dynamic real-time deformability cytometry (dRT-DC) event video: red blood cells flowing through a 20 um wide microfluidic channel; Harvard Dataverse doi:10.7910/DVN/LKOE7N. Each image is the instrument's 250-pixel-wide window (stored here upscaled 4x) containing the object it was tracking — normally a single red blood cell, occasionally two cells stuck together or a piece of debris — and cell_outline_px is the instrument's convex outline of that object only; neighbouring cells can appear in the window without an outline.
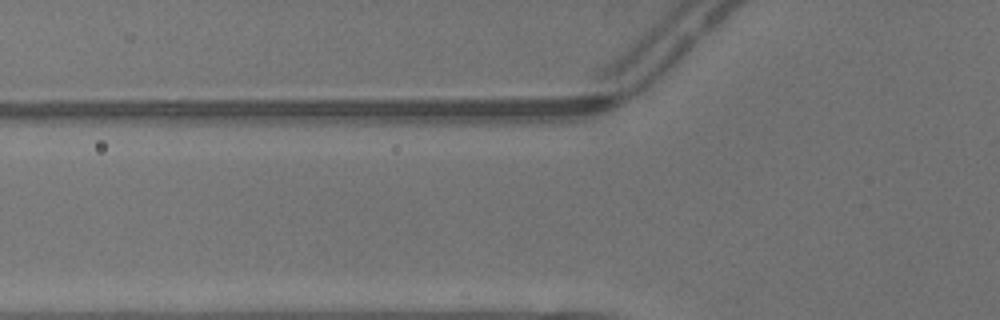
{"species": "common noctule bat (a hibernating species)", "species_latin": "Nyctalus noctula", "temperature_condition": "warm", "stored_images_in_passage": 3, "camera_frame_rate_fps": 3000, "um_per_image_px": 0.085, "animal": {"sex": "male", "body_mass_g": 13.3}, "frame": {"image": 1, "passage_image": 3, "time_ms": 0.667, "image_size_px": [1000, 320], "cell_outline_px": [[612, 96], [608, 100], [480, 120], [424, 120], [364, 104], [364, 100], [588, 96]], "centroid_in_image_um": [40.6, 9.06], "position_along_channel_um": 85.2, "area_um2": 26.41}}